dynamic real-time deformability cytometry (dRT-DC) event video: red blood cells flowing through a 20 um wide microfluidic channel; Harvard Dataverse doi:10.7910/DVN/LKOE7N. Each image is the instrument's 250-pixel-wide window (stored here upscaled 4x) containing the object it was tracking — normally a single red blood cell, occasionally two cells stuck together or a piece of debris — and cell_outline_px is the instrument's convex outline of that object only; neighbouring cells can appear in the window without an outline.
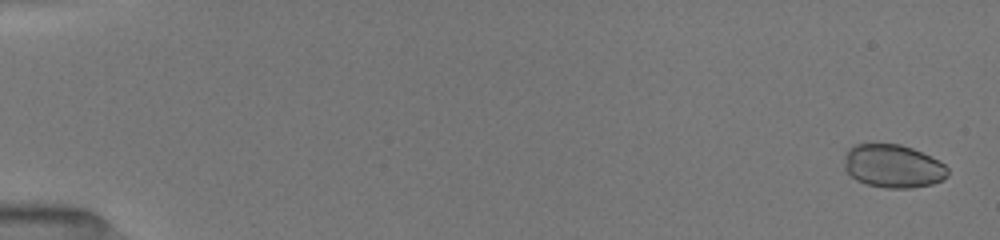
{"species": "common noctule bat (a hibernating species)", "species_latin": "Nyctalus noctula", "temperature_condition": "room temperature", "stored_images_in_passage": 20, "segment_of_instrument_passage": [1, 2], "camera_frame_rate_fps": 3000, "um_per_image_px": 0.085, "animal": {"sex": "female", "body_mass_g": 19.5, "forearm_length_mm": 54.1}, "frame": {"image": 1, "passage_image": 3, "time_ms": 0.333, "image_size_px": [1000, 240], "cell_outline_px": [[948, 176], [932, 184], [912, 188], [884, 188], [868, 184], [856, 180], [844, 168], [844, 152], [848, 148], [856, 144], [900, 144], [912, 148], [944, 164], [948, 168]], "centroid_in_image_um": [75.87, 14.12], "position_along_channel_um": 9.1, "area_um2": 26.01}}